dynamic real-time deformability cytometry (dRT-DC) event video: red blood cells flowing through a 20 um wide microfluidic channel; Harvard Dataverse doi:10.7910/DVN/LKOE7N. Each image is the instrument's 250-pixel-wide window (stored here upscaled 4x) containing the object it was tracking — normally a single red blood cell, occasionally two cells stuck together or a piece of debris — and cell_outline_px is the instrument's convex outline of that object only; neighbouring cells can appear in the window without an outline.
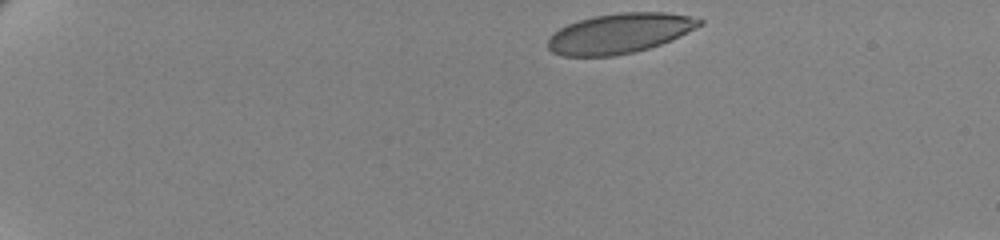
{"species": "human", "species_latin": "Homo sapiens", "temperature_condition": "cold", "stored_images_in_passage": 13, "camera_frame_rate_fps": 3000, "um_per_image_px": 0.085, "donor": {"sex": "female"}, "frame": {"image": 1, "passage_image": 1, "time_ms": 0.0, "image_size_px": [1000, 240], "cell_outline_px": [[704, 24], [672, 40], [648, 48], [632, 52], [612, 56], [564, 56], [552, 52], [548, 48], [548, 40], [560, 28], [568, 24], [592, 16], [620, 12], [664, 12], [688, 16], [704, 20]], "centroid_in_image_um": [52.69, 2.83], "position_along_channel_um": 32.3, "area_um2": 35.08}}
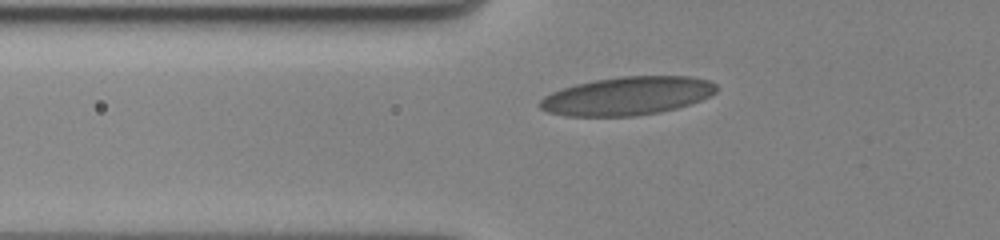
{"frame": {"image": 2, "passage_image": 11, "time_ms": 3.333, "image_size_px": [1000, 240], "cell_outline_px": [[716, 92], [700, 100], [676, 108], [660, 112], [636, 116], [564, 116], [548, 112], [540, 108], [536, 104], [544, 96], [552, 92], [576, 84], [596, 80], [620, 76], [688, 76], [708, 80], [716, 84]], "centroid_in_image_um": [53.28, 8.16], "position_along_channel_um": 72.5, "area_um2": 39.36}}